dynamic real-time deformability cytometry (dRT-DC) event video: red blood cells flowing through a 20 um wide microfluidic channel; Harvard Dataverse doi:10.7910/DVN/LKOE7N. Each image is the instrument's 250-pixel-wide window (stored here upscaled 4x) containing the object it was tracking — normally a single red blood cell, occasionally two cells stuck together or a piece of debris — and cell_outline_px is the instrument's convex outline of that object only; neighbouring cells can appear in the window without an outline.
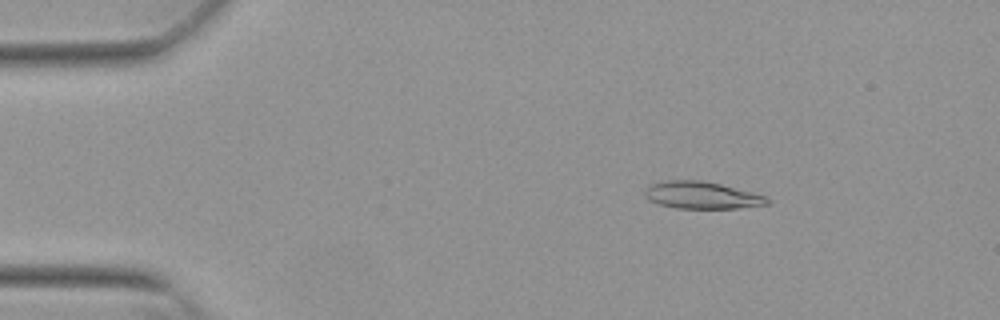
{"species": "Egyptian fruit bat (a non-hibernating species)", "species_latin": "Rousettus aegyptiacus", "temperature_condition": "warm", "stored_images_in_passage": 53, "camera_frame_rate_fps": 3000, "um_per_image_px": 0.085, "animal": {"sex": "female"}, "frame": {"image": 1, "passage_image": 8, "time_ms": 2.333, "image_size_px": [1000, 320], "cell_outline_px": [[772, 200], [768, 204], [736, 208], [676, 208], [660, 204], [648, 200], [644, 196], [644, 192], [652, 184], [668, 180], [700, 180], [720, 184], [752, 192], [764, 196]], "centroid_in_image_um": [59.65, 16.59], "position_along_channel_um": 25.4, "area_um2": 19.13}}
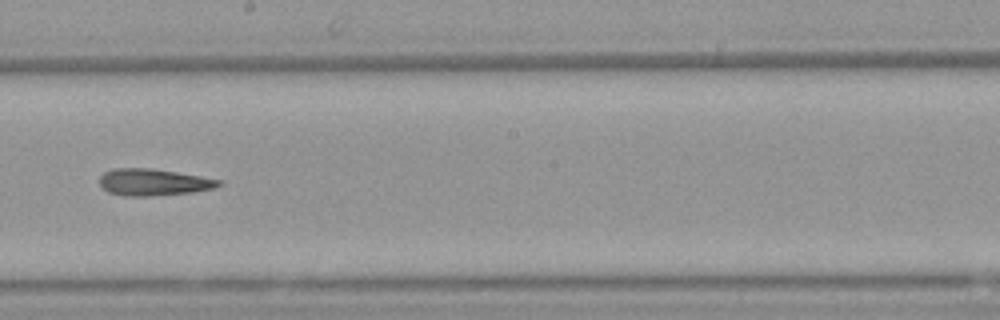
{"frame": {"image": 2, "passage_image": 30, "time_ms": 9.667, "image_size_px": [1000, 320], "cell_outline_px": [[224, 184], [216, 188], [192, 192], [148, 196], [124, 196], [108, 192], [100, 184], [100, 176], [104, 172], [112, 168], [152, 168], [224, 180]], "centroid_in_image_um": [13.08, 15.48], "position_along_channel_um": 235.1, "area_um2": 18.73}}
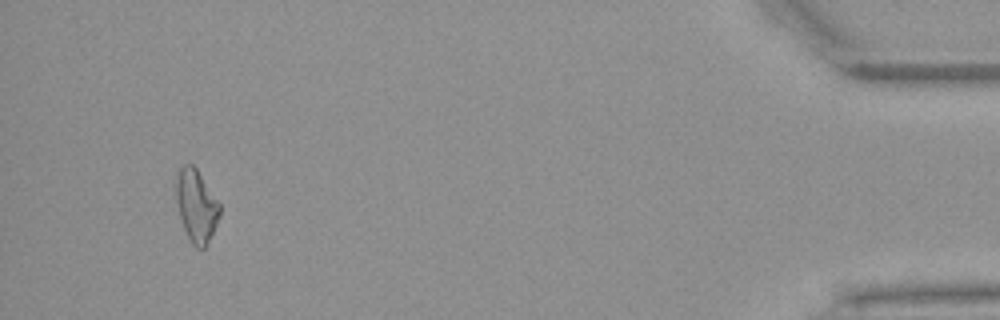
{"frame": {"image": 3, "passage_image": 50, "time_ms": 16.333, "image_size_px": [1000, 320], "cell_outline_px": [[220, 216], [208, 244], [204, 248], [196, 248], [192, 244], [184, 228], [180, 216], [176, 200], [176, 176], [180, 168], [184, 164], [192, 164], [196, 168], [220, 204]], "centroid_in_image_um": [16.69, 17.5], "position_along_channel_um": 418.5, "area_um2": 18.26}}